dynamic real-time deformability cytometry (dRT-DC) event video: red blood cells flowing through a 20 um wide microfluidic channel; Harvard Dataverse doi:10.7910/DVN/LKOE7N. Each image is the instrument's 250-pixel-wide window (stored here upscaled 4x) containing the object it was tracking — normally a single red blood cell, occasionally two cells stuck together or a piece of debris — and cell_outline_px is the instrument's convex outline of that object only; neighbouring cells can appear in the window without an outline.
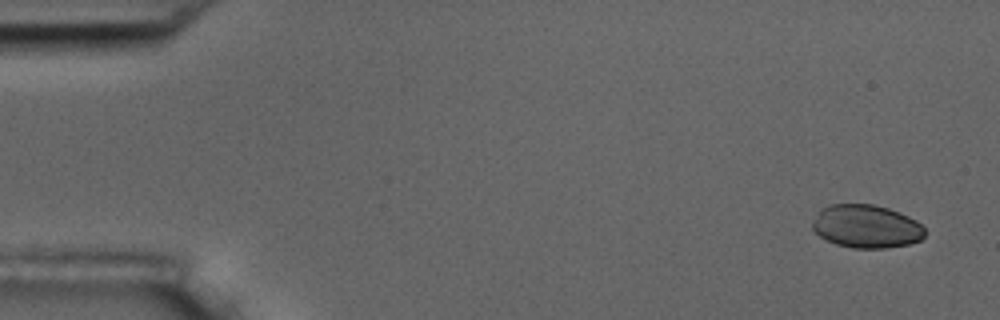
{"species": "common noctule bat (a hibernating species)", "species_latin": "Nyctalus noctula", "temperature_condition": "room temperature", "stored_images_in_passage": 6, "camera_frame_rate_fps": 3000, "um_per_image_px": 0.085, "animal": {"sex": "male", "body_mass_g": 17.5, "forearm_length_mm": 52.3}, "frame": {"image": 1, "passage_image": 1, "time_ms": 0.0, "image_size_px": [1000, 320], "cell_outline_px": [[924, 236], [920, 240], [908, 244], [884, 248], [852, 248], [836, 244], [820, 236], [812, 228], [812, 220], [820, 208], [832, 204], [872, 204], [888, 208], [900, 212], [916, 220], [924, 228]], "centroid_in_image_um": [73.62, 19.23], "position_along_channel_um": 11.4, "area_um2": 28.32}}
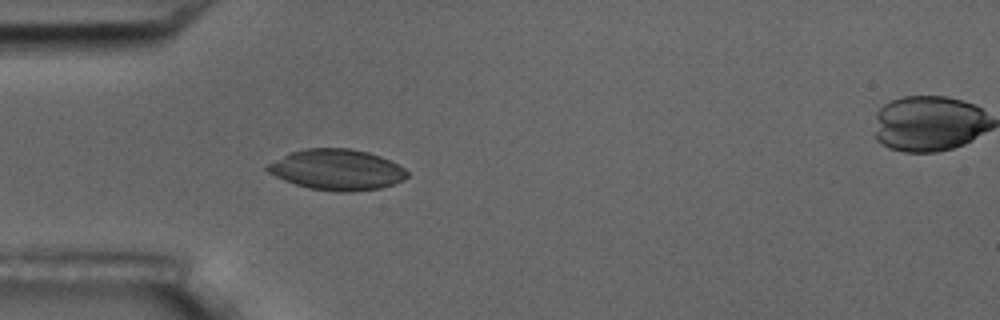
{"frame": {"image": 2, "passage_image": 5, "time_ms": 4.667, "image_size_px": [1000, 320], "cell_outline_px": [[408, 176], [392, 184], [380, 188], [352, 192], [340, 192], [308, 188], [284, 180], [268, 172], [264, 168], [268, 164], [292, 152], [304, 148], [348, 148], [368, 152], [380, 156], [404, 168], [408, 172]], "centroid_in_image_um": [28.63, 14.42], "position_along_channel_um": 56.4, "area_um2": 32.83}}